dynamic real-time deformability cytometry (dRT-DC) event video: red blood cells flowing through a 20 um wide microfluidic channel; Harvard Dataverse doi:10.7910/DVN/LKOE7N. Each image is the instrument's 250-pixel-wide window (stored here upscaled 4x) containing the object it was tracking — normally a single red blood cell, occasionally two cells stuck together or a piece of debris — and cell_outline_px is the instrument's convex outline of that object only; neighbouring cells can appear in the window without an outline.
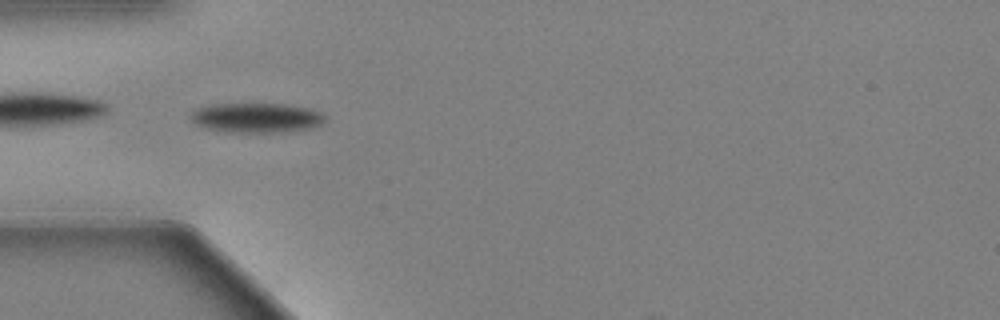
{"species": "Egyptian fruit bat (a non-hibernating species)", "species_latin": "Rousettus aegyptiacus", "temperature_condition": "warm", "stored_images_in_passage": 39, "camera_frame_rate_fps": 3000, "um_per_image_px": 0.085, "animal": {"sex": "female"}, "frame": {"image": 1, "passage_image": 1, "time_ms": 0.0, "image_size_px": [1000, 320], "cell_outline_px": [[324, 120], [320, 124], [312, 128], [272, 132], [236, 132], [204, 128], [192, 120], [192, 112], [196, 108], [212, 104], [284, 104], [308, 108], [320, 112], [324, 116]], "centroid_in_image_um": [21.79, 10.0], "position_along_channel_um": 63.2, "area_um2": 22.77}}
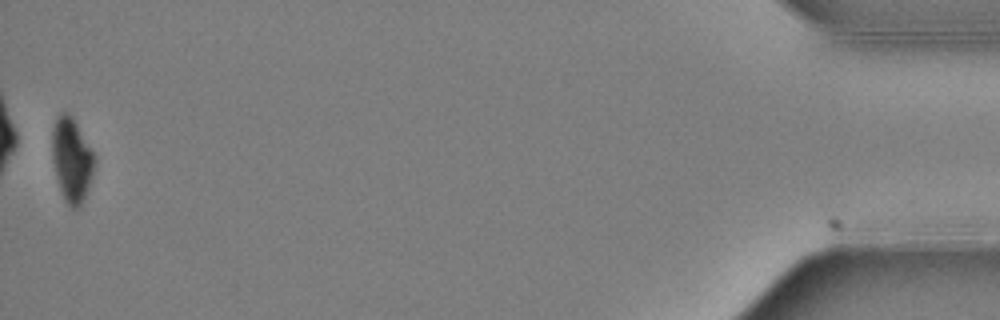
{"frame": {"image": 2, "passage_image": 39, "time_ms": 12.667, "image_size_px": [1000, 320], "cell_outline_px": [[96, 160], [92, 176], [84, 196], [80, 204], [76, 208], [72, 208], [64, 200], [56, 176], [52, 156], [52, 132], [56, 116], [60, 112], [68, 112], [72, 116], [92, 152]], "centroid_in_image_um": [6.07, 13.54], "position_along_channel_um": 429.1, "area_um2": 20.29}, "authors_computed_cell_mechanics": {"area_um2": 24.854, "velocity_mm_per_s": 3.6512, "shape_relaxation_time_tau1_ms": 2.202, "shape_relaxation_time_tau2_ms": null, "deformation_change_tau1": 0.1386, "deformation_change_tau2": null}}